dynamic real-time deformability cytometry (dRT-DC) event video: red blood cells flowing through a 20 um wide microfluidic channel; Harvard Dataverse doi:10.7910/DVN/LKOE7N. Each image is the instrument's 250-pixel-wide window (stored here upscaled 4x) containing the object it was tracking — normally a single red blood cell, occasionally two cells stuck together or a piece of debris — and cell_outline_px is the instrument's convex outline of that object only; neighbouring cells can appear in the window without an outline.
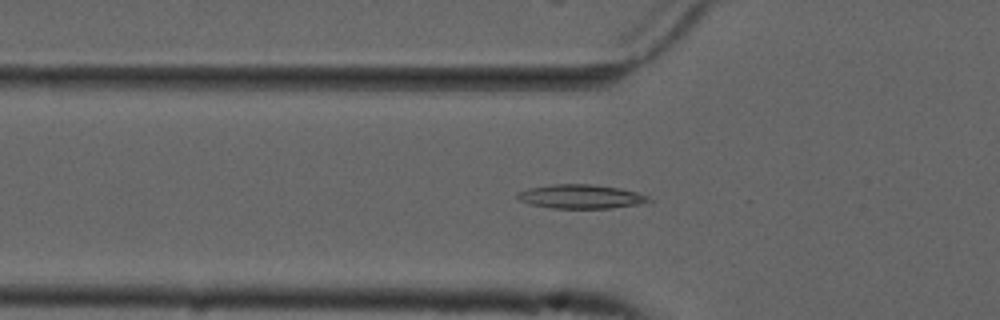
{"species": "common noctule bat (a hibernating species)", "species_latin": "Nyctalus noctula", "temperature_condition": "cold", "stored_images_in_passage": 55, "camera_frame_rate_fps": 3000, "um_per_image_px": 0.085, "animal": {"sex": "male", "forearm_length_mm": 52.5}, "frame": {"image": 1, "passage_image": 19, "time_ms": 6.0, "image_size_px": [1000, 320], "cell_outline_px": [[652, 200], [640, 204], [612, 208], [552, 208], [532, 204], [520, 200], [516, 196], [516, 192], [528, 188], [548, 184], [592, 184], [620, 188], [636, 192], [648, 196]], "centroid_in_image_um": [49.36, 16.69], "position_along_channel_um": 76.4, "area_um2": 18.38}}
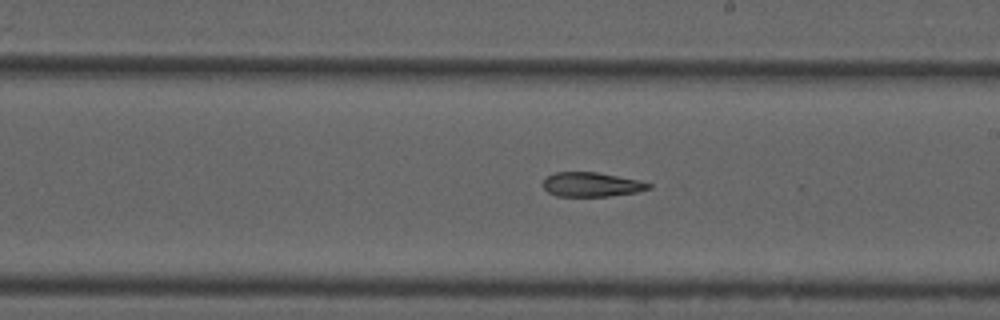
{"frame": {"image": 2, "passage_image": 32, "time_ms": 10.333, "image_size_px": [1000, 320], "cell_outline_px": [[652, 188], [636, 192], [608, 196], [556, 196], [548, 192], [544, 188], [544, 180], [548, 176], [556, 172], [596, 172], [640, 180], [652, 184]], "centroid_in_image_um": [50.31, 15.68], "position_along_channel_um": 238.7, "area_um2": 14.91}}
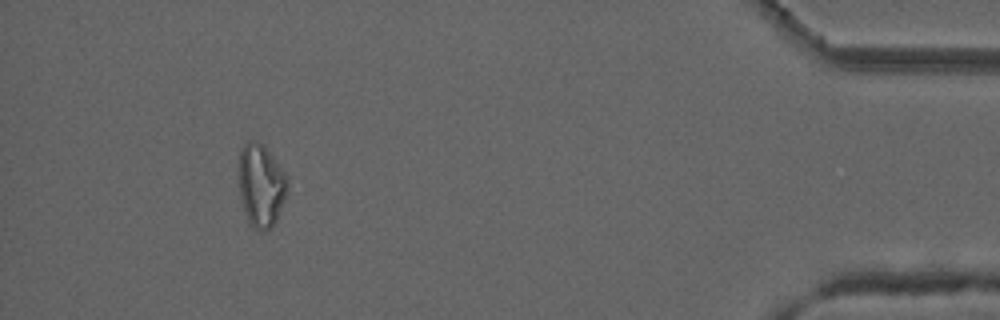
{"frame": {"image": 3, "passage_image": 51, "time_ms": 16.667, "image_size_px": [1000, 320], "cell_outline_px": [[288, 188], [284, 200], [276, 220], [264, 232], [260, 232], [252, 228], [248, 220], [240, 200], [240, 148], [248, 140], [256, 140], [264, 144], [288, 176]], "centroid_in_image_um": [22.2, 15.74], "position_along_channel_um": 413.0, "area_um2": 23.58}, "authors_computed_cell_mechanics": {"area_um2": 18.1492, "velocity_mm_per_s": 3.7366, "shape_relaxation_time_tau1_ms": null, "shape_relaxation_time_tau2_ms": 6.0782, "deformation_change_tau1": null, "deformation_change_tau2": 0.1658}}